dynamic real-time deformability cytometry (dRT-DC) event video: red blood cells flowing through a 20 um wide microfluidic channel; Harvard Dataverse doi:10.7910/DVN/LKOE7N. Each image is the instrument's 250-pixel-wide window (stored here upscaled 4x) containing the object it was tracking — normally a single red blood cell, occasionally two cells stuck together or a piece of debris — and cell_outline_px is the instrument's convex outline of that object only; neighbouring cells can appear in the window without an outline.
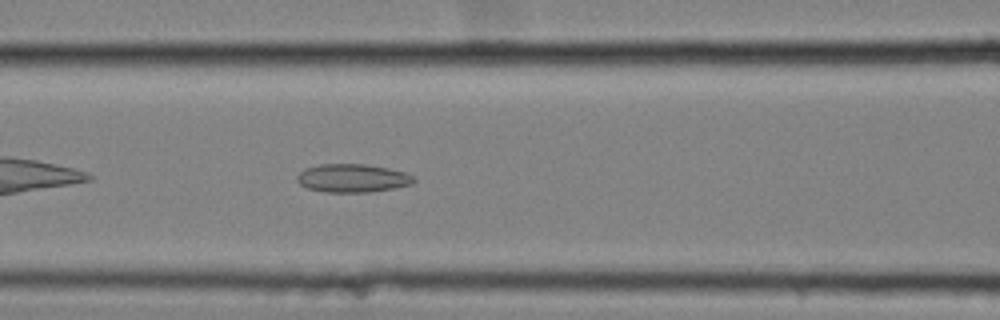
{"species": "common noctule bat (a hibernating species)", "species_latin": "Nyctalus noctula", "temperature_condition": "cold", "stored_images_in_passage": 41, "camera_frame_rate_fps": 3000, "um_per_image_px": 0.085, "animal": {"sex": "female", "body_mass_g": 25.1}, "frame": {"image": 1, "passage_image": 8, "time_ms": 2.333, "image_size_px": [1000, 320], "cell_outline_px": [[416, 180], [412, 184], [392, 188], [368, 192], [324, 192], [308, 188], [300, 184], [296, 180], [296, 176], [304, 168], [320, 164], [364, 164], [388, 168], [404, 172], [412, 176]], "centroid_in_image_um": [29.92, 15.14], "position_along_channel_um": 136.7, "area_um2": 19.19}}
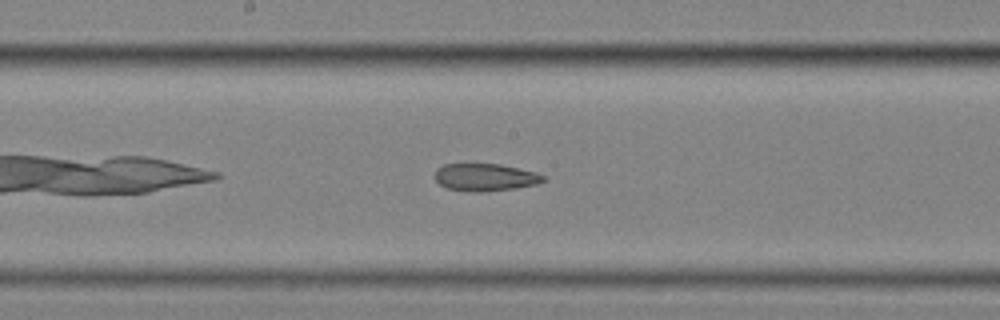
{"frame": {"image": 2, "passage_image": 14, "time_ms": 4.333, "image_size_px": [1000, 320], "cell_outline_px": [[544, 180], [540, 184], [516, 188], [484, 192], [472, 192], [448, 188], [440, 184], [436, 180], [436, 168], [444, 164], [500, 164], [536, 172], [544, 176]], "centroid_in_image_um": [41.26, 15.07], "position_along_channel_um": 206.9, "area_um2": 17.34}}
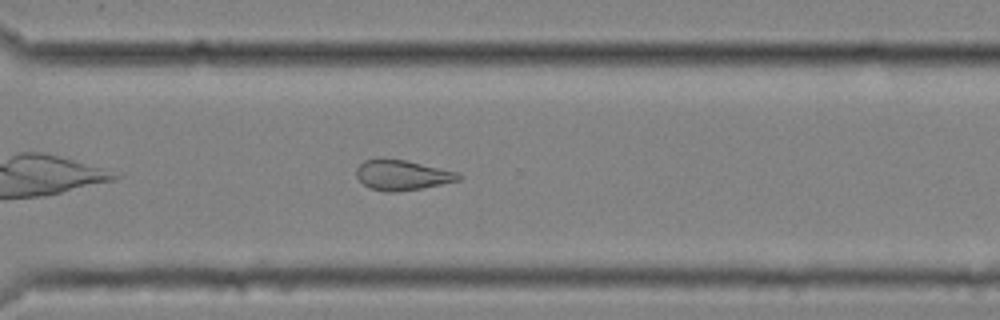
{"frame": {"image": 3, "passage_image": 25, "time_ms": 8.0, "image_size_px": [1000, 320], "cell_outline_px": [[464, 176], [460, 180], [420, 188], [396, 192], [384, 192], [372, 188], [364, 184], [356, 176], [356, 168], [364, 160], [376, 156], [384, 156], [408, 160], [460, 172]], "centroid_in_image_um": [34.18, 14.83], "position_along_channel_um": 336.4, "area_um2": 18.55}, "authors_computed_cell_mechanics": {"area_um2": 19.1896, "velocity_mm_per_s": 3.5246, "shape_relaxation_time_tau1_ms": null, "shape_relaxation_time_tau2_ms": 5.7553, "deformation_change_tau1": null, "deformation_change_tau2": 0.1458}}